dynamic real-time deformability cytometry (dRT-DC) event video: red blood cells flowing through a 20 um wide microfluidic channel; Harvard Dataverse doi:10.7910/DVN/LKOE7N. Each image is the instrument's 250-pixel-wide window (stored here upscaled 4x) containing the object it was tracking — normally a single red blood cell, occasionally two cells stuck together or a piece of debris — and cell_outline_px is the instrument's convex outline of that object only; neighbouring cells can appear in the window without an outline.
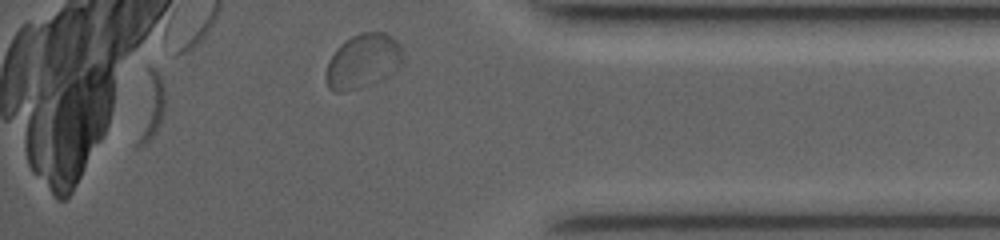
{"species": "common noctule bat (a hibernating species)", "species_latin": "Nyctalus noctula", "temperature_condition": "room temperature", "stored_images_in_passage": 26, "segment_of_instrument_passage": [2, 2], "camera_frame_rate_fps": 3500, "um_per_image_px": 0.085, "animal": {"sex": "female", "body_mass_g": 19.0, "forearm_length_mm": 53.3}, "frame": {"image": 1, "passage_image": 23, "time_ms": 9.714, "image_size_px": [1000, 240], "cell_outline_px": [[164, 108], [160, 120], [152, 136], [144, 144], [136, 144], [136, 140], [148, 64], [156, 68], [160, 76], [164, 88]], "centroid_in_image_um": [12.82, 8.99], "position_along_channel_um": 422.4, "area_um2": 10.0}}